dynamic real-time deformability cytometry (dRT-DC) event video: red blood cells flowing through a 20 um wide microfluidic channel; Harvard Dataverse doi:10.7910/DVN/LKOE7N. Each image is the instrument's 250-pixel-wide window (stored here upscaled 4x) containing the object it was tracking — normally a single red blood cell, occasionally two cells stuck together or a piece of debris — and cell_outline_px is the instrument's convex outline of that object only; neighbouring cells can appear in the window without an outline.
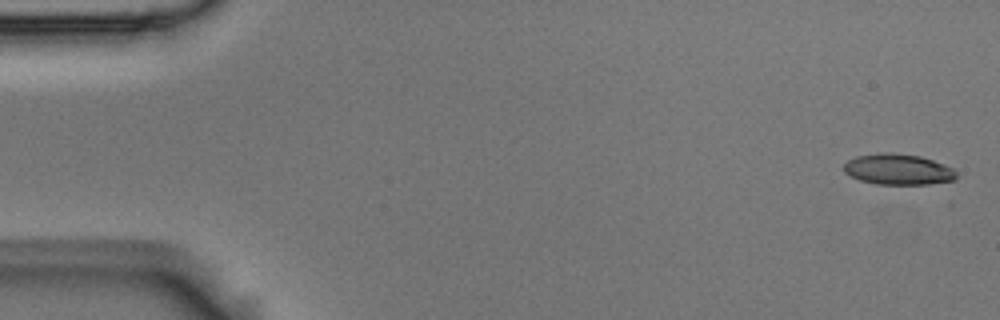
{"species": "Egyptian fruit bat (a non-hibernating species)", "species_latin": "Rousettus aegyptiacus", "temperature_condition": "room temperature", "stored_images_in_passage": 5, "camera_frame_rate_fps": 3000, "um_per_image_px": 0.085, "animal": {"sex": "male"}, "frame": {"image": 1, "passage_image": 1, "time_ms": 0.0, "image_size_px": [1000, 320], "cell_outline_px": [[956, 180], [928, 184], [876, 184], [860, 180], [844, 172], [844, 164], [848, 160], [856, 156], [880, 152], [892, 152], [920, 156], [944, 164], [952, 168], [956, 172]], "centroid_in_image_um": [76.34, 14.39], "position_along_channel_um": 8.7, "area_um2": 20.23}}